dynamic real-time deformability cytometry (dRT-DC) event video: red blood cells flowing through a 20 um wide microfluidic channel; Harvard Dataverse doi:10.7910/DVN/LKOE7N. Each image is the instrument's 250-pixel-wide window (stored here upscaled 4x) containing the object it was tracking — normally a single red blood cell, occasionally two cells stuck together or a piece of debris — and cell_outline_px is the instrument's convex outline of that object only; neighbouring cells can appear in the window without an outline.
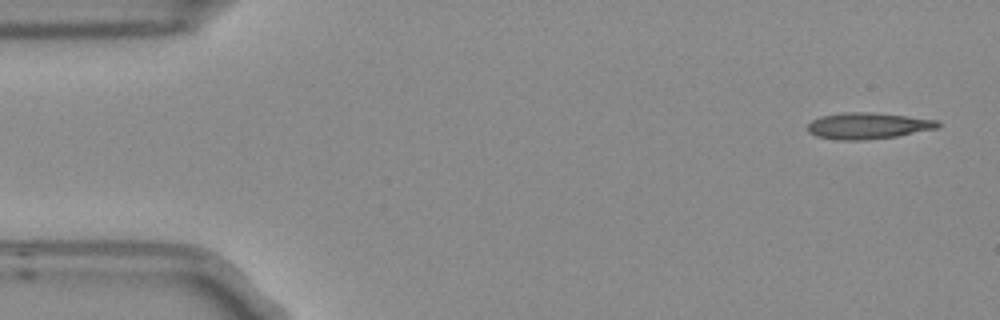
{"species": "Egyptian fruit bat (a non-hibernating species)", "species_latin": "Rousettus aegyptiacus", "temperature_condition": "room temperature", "stored_images_in_passage": 5, "segment_of_instrument_passage": [1, 2], "camera_frame_rate_fps": 3000, "um_per_image_px": 0.085, "frame": {"image": 1, "passage_image": 1, "time_ms": 0.0, "image_size_px": [1000, 320], "cell_outline_px": [[940, 124], [936, 128], [896, 136], [860, 140], [836, 140], [816, 136], [808, 132], [808, 124], [812, 120], [820, 116], [848, 112], [860, 112], [904, 116], [936, 120]], "centroid_in_image_um": [73.69, 10.7], "position_along_channel_um": 11.3, "area_um2": 19.48}}
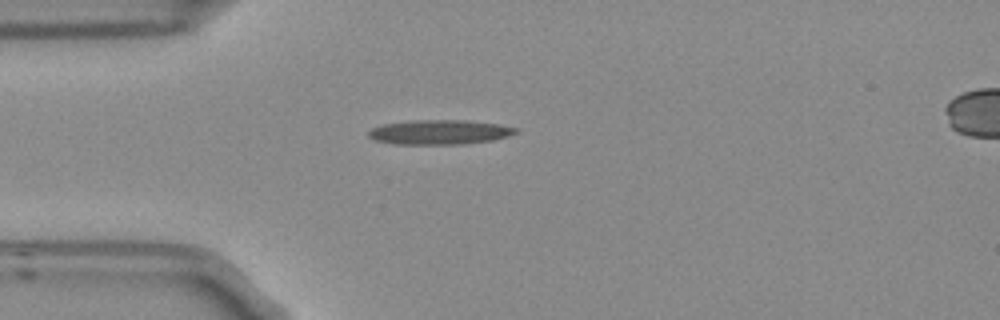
{"frame": {"image": 2, "passage_image": 4, "time_ms": 1.0, "image_size_px": [1000, 320], "cell_outline_px": [[520, 132], [508, 136], [492, 140], [460, 144], [392, 144], [372, 140], [368, 136], [368, 132], [372, 128], [384, 124], [412, 120], [468, 120], [500, 124], [520, 128]], "centroid_in_image_um": [37.39, 11.23], "position_along_channel_um": 47.6, "area_um2": 21.33}}